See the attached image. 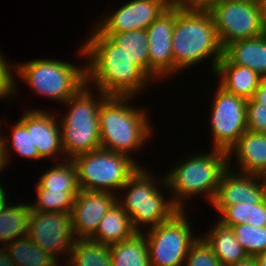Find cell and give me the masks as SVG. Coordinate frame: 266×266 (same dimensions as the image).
<instances>
[{"instance_id":"1","label":"cell","mask_w":266,"mask_h":266,"mask_svg":"<svg viewBox=\"0 0 266 266\" xmlns=\"http://www.w3.org/2000/svg\"><path fill=\"white\" fill-rule=\"evenodd\" d=\"M88 36L78 50L87 57L86 84H93L107 96L132 97L150 86L152 80L133 63L123 47L95 27Z\"/></svg>"},{"instance_id":"2","label":"cell","mask_w":266,"mask_h":266,"mask_svg":"<svg viewBox=\"0 0 266 266\" xmlns=\"http://www.w3.org/2000/svg\"><path fill=\"white\" fill-rule=\"evenodd\" d=\"M173 75L198 62L211 59L212 73L223 56L210 11H190L176 6L172 35Z\"/></svg>"},{"instance_id":"3","label":"cell","mask_w":266,"mask_h":266,"mask_svg":"<svg viewBox=\"0 0 266 266\" xmlns=\"http://www.w3.org/2000/svg\"><path fill=\"white\" fill-rule=\"evenodd\" d=\"M132 96H107L99 109L101 148L130 156L141 150L152 135L145 109L129 105ZM128 101V102H127Z\"/></svg>"},{"instance_id":"4","label":"cell","mask_w":266,"mask_h":266,"mask_svg":"<svg viewBox=\"0 0 266 266\" xmlns=\"http://www.w3.org/2000/svg\"><path fill=\"white\" fill-rule=\"evenodd\" d=\"M211 151L186 157L160 178L162 187L173 192L172 201L179 210H185L184 200L197 194L203 193L204 196L207 195V202H213L221 177L229 167L227 152L215 149Z\"/></svg>"},{"instance_id":"5","label":"cell","mask_w":266,"mask_h":266,"mask_svg":"<svg viewBox=\"0 0 266 266\" xmlns=\"http://www.w3.org/2000/svg\"><path fill=\"white\" fill-rule=\"evenodd\" d=\"M91 89L94 90L85 84L64 103L70 107L59 122L64 157L67 159L101 148L99 109L107 95L96 90L99 95L94 96Z\"/></svg>"},{"instance_id":"6","label":"cell","mask_w":266,"mask_h":266,"mask_svg":"<svg viewBox=\"0 0 266 266\" xmlns=\"http://www.w3.org/2000/svg\"><path fill=\"white\" fill-rule=\"evenodd\" d=\"M150 173L152 172H148V169L141 166L120 189L125 192L126 196L119 195L117 200V203L129 215L137 232H141V225L145 230L147 227L148 229L156 227L179 211L172 199H165L163 192L161 193L158 189L160 184L156 185L157 180Z\"/></svg>"},{"instance_id":"7","label":"cell","mask_w":266,"mask_h":266,"mask_svg":"<svg viewBox=\"0 0 266 266\" xmlns=\"http://www.w3.org/2000/svg\"><path fill=\"white\" fill-rule=\"evenodd\" d=\"M14 71L40 96L65 103L86 84V65L64 60L34 59L14 65Z\"/></svg>"},{"instance_id":"8","label":"cell","mask_w":266,"mask_h":266,"mask_svg":"<svg viewBox=\"0 0 266 266\" xmlns=\"http://www.w3.org/2000/svg\"><path fill=\"white\" fill-rule=\"evenodd\" d=\"M80 190L110 192L121 189L142 166L125 154L98 149L72 159ZM113 189V190H112Z\"/></svg>"},{"instance_id":"9","label":"cell","mask_w":266,"mask_h":266,"mask_svg":"<svg viewBox=\"0 0 266 266\" xmlns=\"http://www.w3.org/2000/svg\"><path fill=\"white\" fill-rule=\"evenodd\" d=\"M185 213L179 210L158 226L142 230L148 241L151 266H184L191 246L200 237L194 236Z\"/></svg>"},{"instance_id":"10","label":"cell","mask_w":266,"mask_h":266,"mask_svg":"<svg viewBox=\"0 0 266 266\" xmlns=\"http://www.w3.org/2000/svg\"><path fill=\"white\" fill-rule=\"evenodd\" d=\"M221 46L266 32L262 3L252 0H220L210 10Z\"/></svg>"},{"instance_id":"11","label":"cell","mask_w":266,"mask_h":266,"mask_svg":"<svg viewBox=\"0 0 266 266\" xmlns=\"http://www.w3.org/2000/svg\"><path fill=\"white\" fill-rule=\"evenodd\" d=\"M210 112L212 149L229 152L247 130V100L218 85Z\"/></svg>"},{"instance_id":"12","label":"cell","mask_w":266,"mask_h":266,"mask_svg":"<svg viewBox=\"0 0 266 266\" xmlns=\"http://www.w3.org/2000/svg\"><path fill=\"white\" fill-rule=\"evenodd\" d=\"M28 236L43 251L56 259L65 255L64 263L70 256L75 237L72 232L71 214L69 212L32 211L29 219Z\"/></svg>"},{"instance_id":"13","label":"cell","mask_w":266,"mask_h":266,"mask_svg":"<svg viewBox=\"0 0 266 266\" xmlns=\"http://www.w3.org/2000/svg\"><path fill=\"white\" fill-rule=\"evenodd\" d=\"M176 5L172 3L146 29L149 51V78L165 80L173 75L172 35Z\"/></svg>"},{"instance_id":"14","label":"cell","mask_w":266,"mask_h":266,"mask_svg":"<svg viewBox=\"0 0 266 266\" xmlns=\"http://www.w3.org/2000/svg\"><path fill=\"white\" fill-rule=\"evenodd\" d=\"M171 4L172 0H131L100 19L94 27L101 34L146 30Z\"/></svg>"},{"instance_id":"15","label":"cell","mask_w":266,"mask_h":266,"mask_svg":"<svg viewBox=\"0 0 266 266\" xmlns=\"http://www.w3.org/2000/svg\"><path fill=\"white\" fill-rule=\"evenodd\" d=\"M117 200L114 193L79 190L70 213L75 239H90Z\"/></svg>"},{"instance_id":"16","label":"cell","mask_w":266,"mask_h":266,"mask_svg":"<svg viewBox=\"0 0 266 266\" xmlns=\"http://www.w3.org/2000/svg\"><path fill=\"white\" fill-rule=\"evenodd\" d=\"M228 167L211 203L215 211L220 213L226 206L246 202L260 203L265 199V177L240 173L231 166Z\"/></svg>"},{"instance_id":"17","label":"cell","mask_w":266,"mask_h":266,"mask_svg":"<svg viewBox=\"0 0 266 266\" xmlns=\"http://www.w3.org/2000/svg\"><path fill=\"white\" fill-rule=\"evenodd\" d=\"M57 118L55 114L52 115L44 109L26 110L19 118L27 130H31L32 144L44 160L58 158L60 153L64 154L60 122Z\"/></svg>"},{"instance_id":"18","label":"cell","mask_w":266,"mask_h":266,"mask_svg":"<svg viewBox=\"0 0 266 266\" xmlns=\"http://www.w3.org/2000/svg\"><path fill=\"white\" fill-rule=\"evenodd\" d=\"M228 166H232L231 158L235 157L240 173L266 176V133L246 130L229 150ZM235 155V156H234ZM231 162V163H230Z\"/></svg>"},{"instance_id":"19","label":"cell","mask_w":266,"mask_h":266,"mask_svg":"<svg viewBox=\"0 0 266 266\" xmlns=\"http://www.w3.org/2000/svg\"><path fill=\"white\" fill-rule=\"evenodd\" d=\"M218 64L246 66L266 77V32L258 37L234 41L223 48Z\"/></svg>"},{"instance_id":"20","label":"cell","mask_w":266,"mask_h":266,"mask_svg":"<svg viewBox=\"0 0 266 266\" xmlns=\"http://www.w3.org/2000/svg\"><path fill=\"white\" fill-rule=\"evenodd\" d=\"M214 74L222 88L245 100L252 99L262 78L252 69L237 64H218Z\"/></svg>"},{"instance_id":"21","label":"cell","mask_w":266,"mask_h":266,"mask_svg":"<svg viewBox=\"0 0 266 266\" xmlns=\"http://www.w3.org/2000/svg\"><path fill=\"white\" fill-rule=\"evenodd\" d=\"M136 232L129 215L116 203L102 218L90 240L110 246L125 241Z\"/></svg>"},{"instance_id":"22","label":"cell","mask_w":266,"mask_h":266,"mask_svg":"<svg viewBox=\"0 0 266 266\" xmlns=\"http://www.w3.org/2000/svg\"><path fill=\"white\" fill-rule=\"evenodd\" d=\"M207 235L201 236L213 249L222 266H228L248 256L235 237L232 228L217 221Z\"/></svg>"},{"instance_id":"23","label":"cell","mask_w":266,"mask_h":266,"mask_svg":"<svg viewBox=\"0 0 266 266\" xmlns=\"http://www.w3.org/2000/svg\"><path fill=\"white\" fill-rule=\"evenodd\" d=\"M6 200L0 207V242L5 246L15 239L28 236L31 208L29 204H9ZM4 243V244H3Z\"/></svg>"},{"instance_id":"24","label":"cell","mask_w":266,"mask_h":266,"mask_svg":"<svg viewBox=\"0 0 266 266\" xmlns=\"http://www.w3.org/2000/svg\"><path fill=\"white\" fill-rule=\"evenodd\" d=\"M112 266H151L144 232L109 246Z\"/></svg>"},{"instance_id":"25","label":"cell","mask_w":266,"mask_h":266,"mask_svg":"<svg viewBox=\"0 0 266 266\" xmlns=\"http://www.w3.org/2000/svg\"><path fill=\"white\" fill-rule=\"evenodd\" d=\"M4 248L15 266H62L59 259L43 251L29 236L15 239Z\"/></svg>"},{"instance_id":"26","label":"cell","mask_w":266,"mask_h":266,"mask_svg":"<svg viewBox=\"0 0 266 266\" xmlns=\"http://www.w3.org/2000/svg\"><path fill=\"white\" fill-rule=\"evenodd\" d=\"M65 266H112L109 246L90 239H75Z\"/></svg>"},{"instance_id":"27","label":"cell","mask_w":266,"mask_h":266,"mask_svg":"<svg viewBox=\"0 0 266 266\" xmlns=\"http://www.w3.org/2000/svg\"><path fill=\"white\" fill-rule=\"evenodd\" d=\"M116 45L123 47L129 58L149 77V51L146 30H132L121 33L102 34Z\"/></svg>"},{"instance_id":"28","label":"cell","mask_w":266,"mask_h":266,"mask_svg":"<svg viewBox=\"0 0 266 266\" xmlns=\"http://www.w3.org/2000/svg\"><path fill=\"white\" fill-rule=\"evenodd\" d=\"M50 169L41 174L35 184L36 189H48L50 191H79L77 169L71 159H67L52 165Z\"/></svg>"},{"instance_id":"29","label":"cell","mask_w":266,"mask_h":266,"mask_svg":"<svg viewBox=\"0 0 266 266\" xmlns=\"http://www.w3.org/2000/svg\"><path fill=\"white\" fill-rule=\"evenodd\" d=\"M12 128L11 138H8L11 143L5 136L2 137L0 134V142L3 147L6 163H10L9 155L11 154H9L8 151L11 149L10 147H12L13 151L15 150L17 154L22 157L24 156L26 159L42 160L43 158L39 155L36 146L32 144L31 130H27L26 126L20 120H18ZM9 145L12 146L8 147Z\"/></svg>"},{"instance_id":"30","label":"cell","mask_w":266,"mask_h":266,"mask_svg":"<svg viewBox=\"0 0 266 266\" xmlns=\"http://www.w3.org/2000/svg\"><path fill=\"white\" fill-rule=\"evenodd\" d=\"M36 202L31 205V211L40 212H69L71 213L75 197L79 191H50L36 189Z\"/></svg>"},{"instance_id":"31","label":"cell","mask_w":266,"mask_h":266,"mask_svg":"<svg viewBox=\"0 0 266 266\" xmlns=\"http://www.w3.org/2000/svg\"><path fill=\"white\" fill-rule=\"evenodd\" d=\"M231 228L237 241L249 256H257L266 251V226L257 227L245 223Z\"/></svg>"},{"instance_id":"32","label":"cell","mask_w":266,"mask_h":266,"mask_svg":"<svg viewBox=\"0 0 266 266\" xmlns=\"http://www.w3.org/2000/svg\"><path fill=\"white\" fill-rule=\"evenodd\" d=\"M184 266H222V264L213 249L202 237H199L191 246Z\"/></svg>"},{"instance_id":"33","label":"cell","mask_w":266,"mask_h":266,"mask_svg":"<svg viewBox=\"0 0 266 266\" xmlns=\"http://www.w3.org/2000/svg\"><path fill=\"white\" fill-rule=\"evenodd\" d=\"M258 203L246 202L226 206L220 213L219 222L228 227L241 225L251 221L252 206Z\"/></svg>"},{"instance_id":"34","label":"cell","mask_w":266,"mask_h":266,"mask_svg":"<svg viewBox=\"0 0 266 266\" xmlns=\"http://www.w3.org/2000/svg\"><path fill=\"white\" fill-rule=\"evenodd\" d=\"M247 130L266 133V105L259 104L253 99L247 100Z\"/></svg>"},{"instance_id":"35","label":"cell","mask_w":266,"mask_h":266,"mask_svg":"<svg viewBox=\"0 0 266 266\" xmlns=\"http://www.w3.org/2000/svg\"><path fill=\"white\" fill-rule=\"evenodd\" d=\"M2 56V52H0V98H11L12 95H16V79L14 73V66L11 64H7ZM11 65V66H9ZM13 68V71H12Z\"/></svg>"},{"instance_id":"36","label":"cell","mask_w":266,"mask_h":266,"mask_svg":"<svg viewBox=\"0 0 266 266\" xmlns=\"http://www.w3.org/2000/svg\"><path fill=\"white\" fill-rule=\"evenodd\" d=\"M220 0H172L176 6L190 11H210Z\"/></svg>"},{"instance_id":"37","label":"cell","mask_w":266,"mask_h":266,"mask_svg":"<svg viewBox=\"0 0 266 266\" xmlns=\"http://www.w3.org/2000/svg\"><path fill=\"white\" fill-rule=\"evenodd\" d=\"M247 224L257 227L266 226V198L252 206L251 221H247Z\"/></svg>"},{"instance_id":"38","label":"cell","mask_w":266,"mask_h":266,"mask_svg":"<svg viewBox=\"0 0 266 266\" xmlns=\"http://www.w3.org/2000/svg\"><path fill=\"white\" fill-rule=\"evenodd\" d=\"M252 99L262 105H266V77H262L259 87L254 92Z\"/></svg>"},{"instance_id":"39","label":"cell","mask_w":266,"mask_h":266,"mask_svg":"<svg viewBox=\"0 0 266 266\" xmlns=\"http://www.w3.org/2000/svg\"><path fill=\"white\" fill-rule=\"evenodd\" d=\"M0 266H15L4 246L0 245Z\"/></svg>"},{"instance_id":"40","label":"cell","mask_w":266,"mask_h":266,"mask_svg":"<svg viewBox=\"0 0 266 266\" xmlns=\"http://www.w3.org/2000/svg\"><path fill=\"white\" fill-rule=\"evenodd\" d=\"M228 266H258L256 256H247L244 259H241L240 261H237L234 264L228 265Z\"/></svg>"},{"instance_id":"41","label":"cell","mask_w":266,"mask_h":266,"mask_svg":"<svg viewBox=\"0 0 266 266\" xmlns=\"http://www.w3.org/2000/svg\"><path fill=\"white\" fill-rule=\"evenodd\" d=\"M6 166H7V163H6V159L4 156L3 147L0 142V173L1 171H4L3 169L7 168Z\"/></svg>"},{"instance_id":"42","label":"cell","mask_w":266,"mask_h":266,"mask_svg":"<svg viewBox=\"0 0 266 266\" xmlns=\"http://www.w3.org/2000/svg\"><path fill=\"white\" fill-rule=\"evenodd\" d=\"M258 266H266V251L256 256Z\"/></svg>"},{"instance_id":"43","label":"cell","mask_w":266,"mask_h":266,"mask_svg":"<svg viewBox=\"0 0 266 266\" xmlns=\"http://www.w3.org/2000/svg\"><path fill=\"white\" fill-rule=\"evenodd\" d=\"M0 183L2 184V182ZM1 184H0V207L6 200H8L7 194H6L7 190H5V188Z\"/></svg>"},{"instance_id":"44","label":"cell","mask_w":266,"mask_h":266,"mask_svg":"<svg viewBox=\"0 0 266 266\" xmlns=\"http://www.w3.org/2000/svg\"><path fill=\"white\" fill-rule=\"evenodd\" d=\"M263 7H264V13H265V17H266V1L263 3Z\"/></svg>"},{"instance_id":"45","label":"cell","mask_w":266,"mask_h":266,"mask_svg":"<svg viewBox=\"0 0 266 266\" xmlns=\"http://www.w3.org/2000/svg\"><path fill=\"white\" fill-rule=\"evenodd\" d=\"M252 1H256V2H259V3H264L266 0H252Z\"/></svg>"},{"instance_id":"46","label":"cell","mask_w":266,"mask_h":266,"mask_svg":"<svg viewBox=\"0 0 266 266\" xmlns=\"http://www.w3.org/2000/svg\"><path fill=\"white\" fill-rule=\"evenodd\" d=\"M265 198H266V176H265Z\"/></svg>"}]
</instances>
